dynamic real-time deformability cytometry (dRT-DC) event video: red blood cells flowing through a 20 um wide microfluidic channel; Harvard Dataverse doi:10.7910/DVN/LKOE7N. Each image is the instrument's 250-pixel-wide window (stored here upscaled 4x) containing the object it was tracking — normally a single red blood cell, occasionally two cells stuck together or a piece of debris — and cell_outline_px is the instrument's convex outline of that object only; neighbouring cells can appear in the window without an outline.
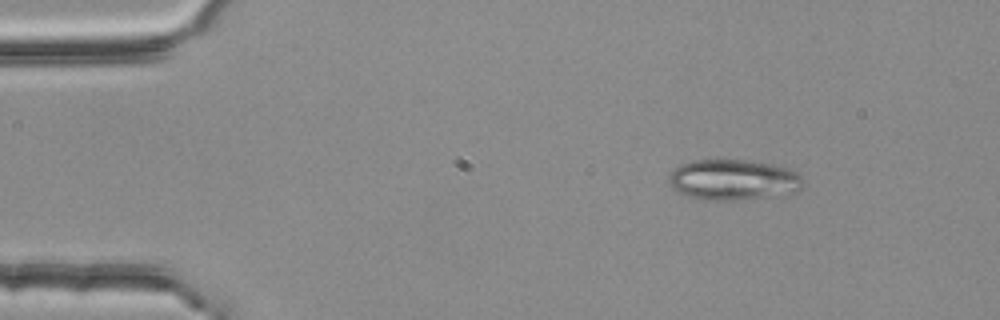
{"species": "common noctule bat (a hibernating species)", "species_latin": "Nyctalus noctula", "temperature_condition": "room temperature", "stored_images_in_passage": 48, "camera_frame_rate_fps": 3000, "um_per_image_px": 0.085, "animal": {"sex": "female", "body_mass_g": 25.1}, "frame": {"image": 1, "passage_image": 1, "time_ms": 0.0, "image_size_px": [1000, 320], "cell_outline_px": [[804, 184], [796, 192], [736, 200], [704, 200], [676, 192], [672, 188], [668, 180], [668, 176], [680, 164], [692, 160], [744, 160], [772, 164], [792, 168], [804, 180]], "centroid_in_image_um": [62.32, 15.27], "position_along_channel_um": 22.7, "area_um2": 31.79}}
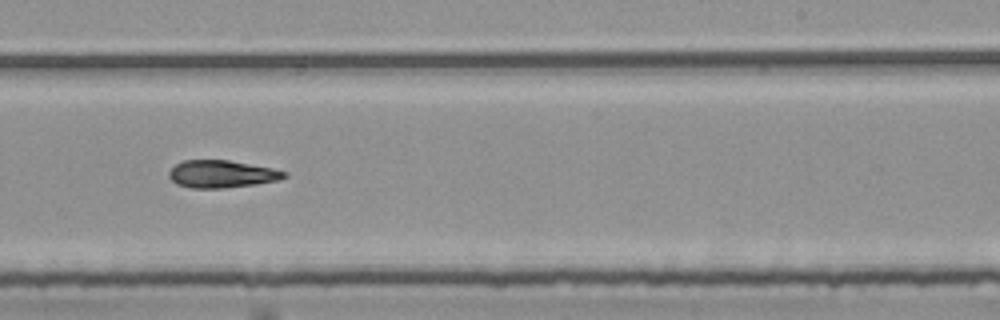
{"frame": {"image": 2, "passage_image": 27, "time_ms": 8.667, "image_size_px": [1000, 320], "cell_outline_px": [[288, 176], [276, 180], [256, 184], [224, 188], [192, 188], [176, 184], [168, 176], [168, 172], [176, 164], [184, 160], [228, 160], [272, 168], [288, 172]], "centroid_in_image_um": [18.83, 14.79], "position_along_channel_um": 270.2, "area_um2": 18.38}}
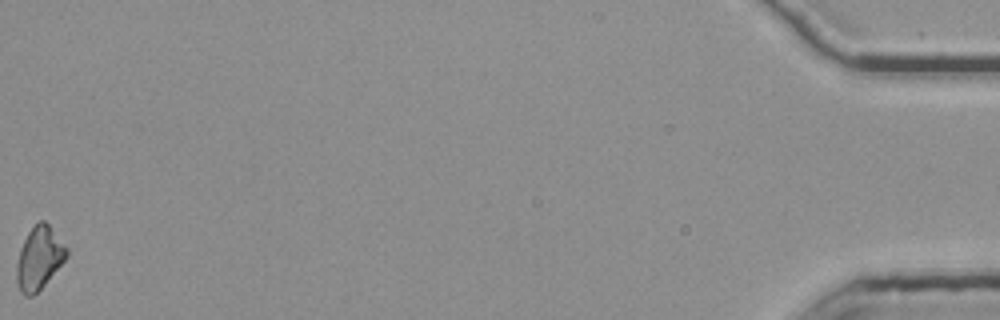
{"frame": {"image": 3, "passage_image": 48, "time_ms": 15.667, "image_size_px": [1000, 320], "cell_outline_px": [[68, 256], [44, 284], [32, 296], [24, 296], [20, 292], [16, 280], [16, 264], [20, 248], [28, 232], [40, 220], [44, 220], [48, 224], [68, 248]], "centroid_in_image_um": [3.31, 21.94], "position_along_channel_um": 431.9, "area_um2": 18.09}, "authors_computed_cell_mechanics": {"area_um2": 18.6116, "velocity_mm_per_s": 3.7835, "shape_relaxation_time_tau1_ms": null, "shape_relaxation_time_tau2_ms": 7.4576, "deformation_change_tau1": null, "deformation_change_tau2": 0.1705}}